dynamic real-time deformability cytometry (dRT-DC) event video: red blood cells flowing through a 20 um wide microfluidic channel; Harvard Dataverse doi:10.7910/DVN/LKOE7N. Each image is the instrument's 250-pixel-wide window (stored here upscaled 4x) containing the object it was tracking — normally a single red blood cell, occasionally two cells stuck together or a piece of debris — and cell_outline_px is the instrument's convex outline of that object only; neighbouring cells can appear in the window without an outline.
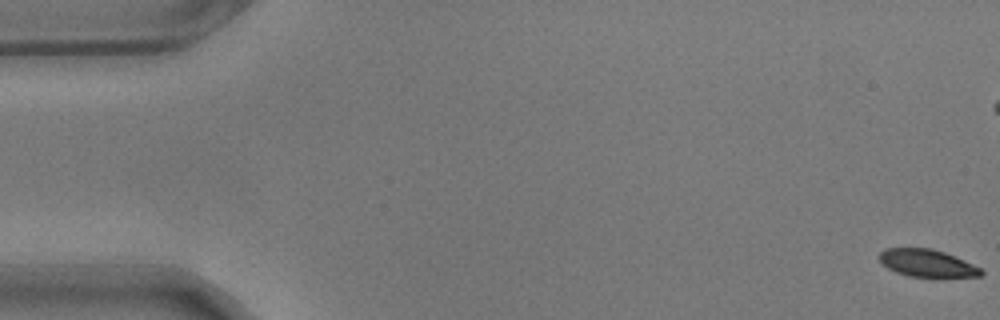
{"species": "common noctule bat (a hibernating species)", "species_latin": "Nyctalus noctula", "temperature_condition": "warm", "stored_images_in_passage": 59, "camera_frame_rate_fps": 3000, "um_per_image_px": 0.085, "animal": {"sex": "male", "body_mass_g": 17.9}, "frame": {"image": 1, "passage_image": 1, "time_ms": 0.0, "image_size_px": [1000, 320], "cell_outline_px": [[984, 272], [980, 276], [944, 280], [936, 280], [908, 276], [896, 272], [888, 268], [880, 260], [880, 252], [884, 248], [932, 248], [944, 252], [964, 260], [980, 268]], "centroid_in_image_um": [78.87, 22.43], "position_along_channel_um": 6.1, "area_um2": 17.05}}
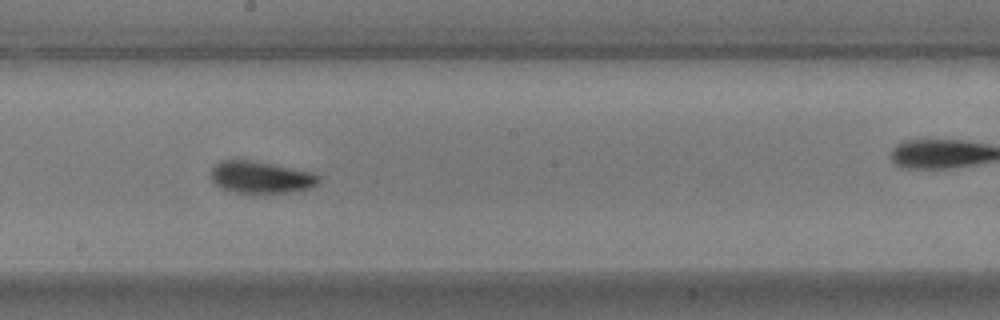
{"frame": {"image": 2, "passage_image": 32, "time_ms": 10.333, "image_size_px": [1000, 320], "cell_outline_px": [[320, 180], [316, 184], [308, 188], [288, 192], [232, 192], [216, 184], [212, 180], [212, 168], [220, 160], [252, 160], [312, 172], [320, 176]], "centroid_in_image_um": [22.17, 15.05], "position_along_channel_um": 226.0, "area_um2": 19.65}}
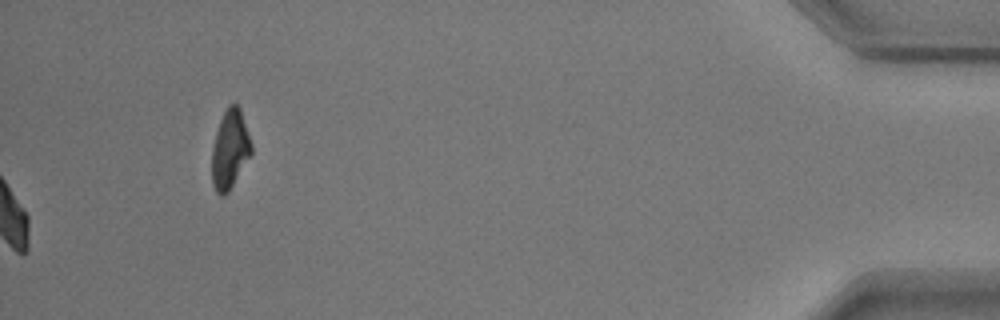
{"frame": {"image": 3, "passage_image": 59, "time_ms": 19.333, "image_size_px": [1000, 320], "cell_outline_px": [[252, 152], [228, 192], [224, 196], [220, 196], [216, 192], [212, 184], [212, 148], [216, 132], [220, 120], [228, 104], [236, 104], [240, 108], [252, 144]], "centroid_in_image_um": [19.53, 12.7], "position_along_channel_um": 415.7, "area_um2": 17.98}, "authors_computed_cell_mechanics": {"area_um2": 18.7272, "velocity_mm_per_s": 3.5206, "shape_relaxation_time_tau1_ms": 2.7388, "shape_relaxation_time_tau2_ms": 2.0901, "deformation_change_tau1": 0.1347, "deformation_change_tau2": 0.0801}}